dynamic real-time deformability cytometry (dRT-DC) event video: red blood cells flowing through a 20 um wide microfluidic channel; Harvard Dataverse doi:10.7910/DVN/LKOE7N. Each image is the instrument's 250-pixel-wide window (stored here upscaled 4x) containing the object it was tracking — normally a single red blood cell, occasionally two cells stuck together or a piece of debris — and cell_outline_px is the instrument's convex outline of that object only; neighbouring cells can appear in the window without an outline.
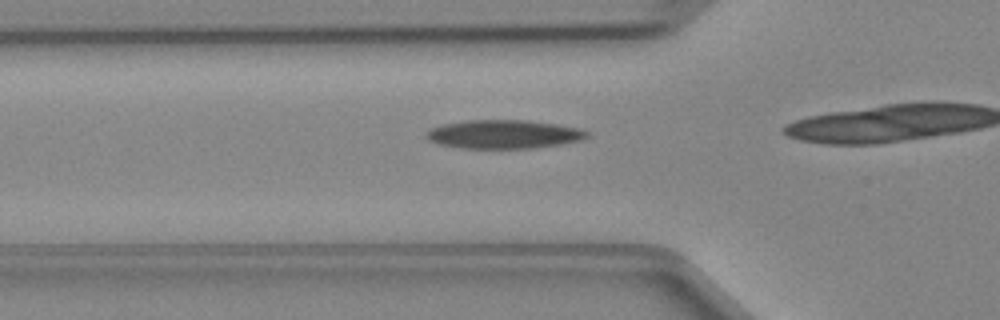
{"species": "Egyptian fruit bat (a non-hibernating species)", "species_latin": "Rousettus aegyptiacus", "temperature_condition": "cold", "stored_images_in_passage": 34, "camera_frame_rate_fps": 3000, "um_per_image_px": 0.085, "animal": {"sex": "female"}, "frame": {"image": 1, "passage_image": 12, "time_ms": 3.667, "image_size_px": [1000, 320], "cell_outline_px": [[588, 136], [580, 140], [560, 144], [532, 148], [460, 148], [436, 144], [428, 140], [424, 136], [424, 132], [440, 124], [464, 120], [528, 120], [556, 124], [580, 128], [588, 132]], "centroid_in_image_um": [42.74, 11.4], "position_along_channel_um": 83.1, "area_um2": 27.05}}
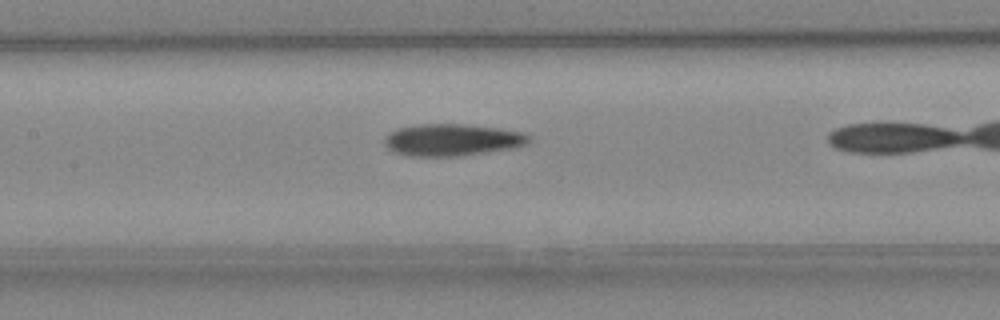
{"frame": {"image": 2, "passage_image": 18, "time_ms": 5.667, "image_size_px": [1000, 320], "cell_outline_px": [[532, 136], [528, 144], [516, 148], [460, 156], [412, 156], [396, 152], [388, 148], [384, 144], [384, 140], [396, 128], [416, 124], [468, 124], [500, 128], [520, 132]], "centroid_in_image_um": [38.49, 11.88], "position_along_channel_um": 168.9, "area_um2": 27.05}}
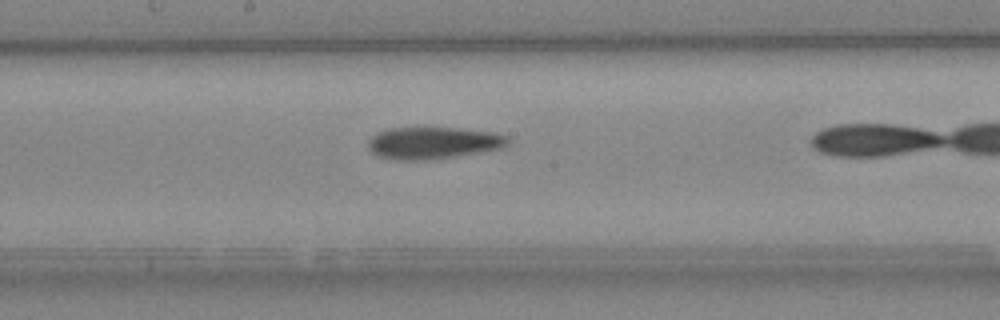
{"frame": {"image": 3, "passage_image": 21, "time_ms": 6.667, "image_size_px": [1000, 320], "cell_outline_px": [[508, 144], [504, 148], [432, 160], [396, 160], [380, 156], [372, 152], [368, 148], [368, 140], [376, 132], [388, 128], [460, 128], [492, 132], [508, 136]], "centroid_in_image_um": [36.81, 12.15], "position_along_channel_um": 211.4, "area_um2": 26.18}}